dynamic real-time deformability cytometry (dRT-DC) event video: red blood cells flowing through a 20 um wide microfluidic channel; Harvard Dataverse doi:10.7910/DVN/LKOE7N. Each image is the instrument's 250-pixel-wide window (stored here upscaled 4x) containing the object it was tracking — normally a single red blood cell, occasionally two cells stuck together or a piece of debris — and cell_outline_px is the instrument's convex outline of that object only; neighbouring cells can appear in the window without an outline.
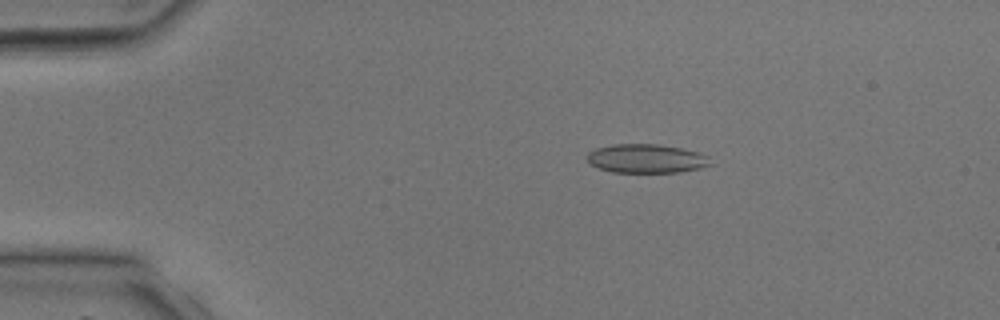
{"species": "common noctule bat (a hibernating species)", "species_latin": "Nyctalus noctula", "temperature_condition": "room temperature", "stored_images_in_passage": 40, "camera_frame_rate_fps": 3000, "um_per_image_px": 0.085, "animal": {"sex": "male", "body_mass_g": 17.9, "forearm_length_mm": 54.2}, "frame": {"image": 1, "passage_image": 8, "time_ms": 2.333, "image_size_px": [1000, 320], "cell_outline_px": [[712, 164], [700, 168], [676, 172], [612, 172], [588, 164], [588, 152], [596, 148], [612, 144], [660, 144], [700, 152], [708, 156]], "centroid_in_image_um": [54.94, 13.47], "position_along_channel_um": 30.1, "area_um2": 20.75}}
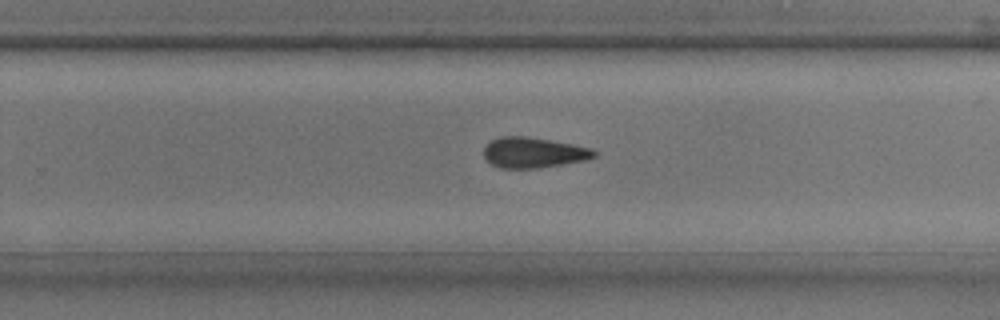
{"frame": {"image": 2, "passage_image": 26, "time_ms": 8.333, "image_size_px": [1000, 320], "cell_outline_px": [[596, 156], [584, 160], [536, 168], [500, 168], [492, 164], [484, 156], [484, 148], [492, 140], [500, 136], [524, 136], [572, 144], [592, 148], [596, 152]], "centroid_in_image_um": [45.33, 12.96], "position_along_channel_um": 284.5, "area_um2": 19.25}}
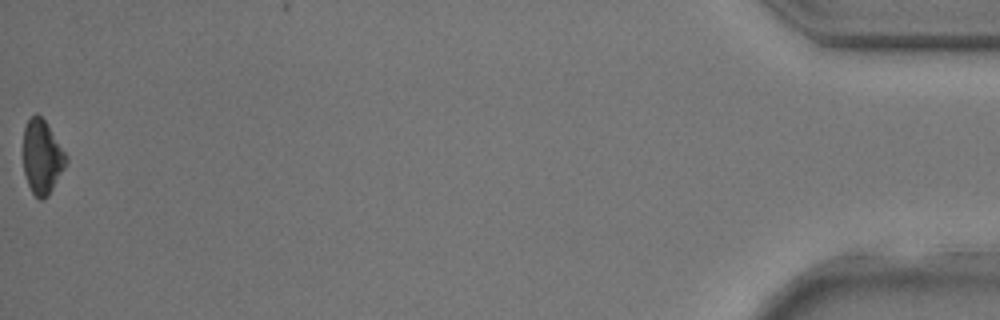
{"frame": {"image": 3, "passage_image": 40, "time_ms": 13.0, "image_size_px": [1000, 320], "cell_outline_px": [[68, 160], [64, 168], [48, 196], [40, 200], [32, 192], [28, 184], [24, 172], [24, 128], [28, 120], [36, 112], [48, 124], [68, 156]], "centroid_in_image_um": [3.59, 13.33], "position_along_channel_um": 431.6, "area_um2": 18.38}}